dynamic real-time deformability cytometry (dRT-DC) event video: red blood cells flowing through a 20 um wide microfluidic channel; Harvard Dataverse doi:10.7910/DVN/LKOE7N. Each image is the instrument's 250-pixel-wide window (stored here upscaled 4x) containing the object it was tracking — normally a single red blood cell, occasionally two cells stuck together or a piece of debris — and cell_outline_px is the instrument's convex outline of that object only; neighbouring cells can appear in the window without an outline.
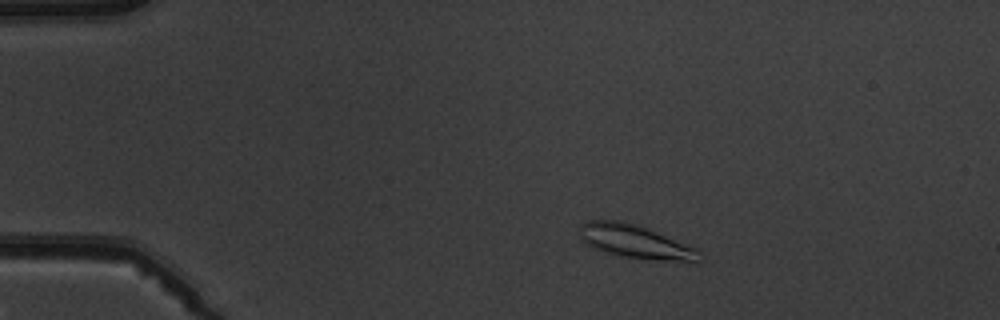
{"species": "common noctule bat (a hibernating species)", "species_latin": "Nyctalus noctula", "temperature_condition": "warm", "stored_images_in_passage": 6, "camera_frame_rate_fps": 3000, "um_per_image_px": 0.085, "animal": {"sex": "male", "body_mass_g": 19.5, "forearm_length_mm": 54.6}, "frame": {"image": 1, "passage_image": 2, "time_ms": 1.0, "image_size_px": [1000, 320], "cell_outline_px": [[700, 252], [696, 260], [652, 260], [620, 256], [592, 248], [580, 240], [580, 224], [584, 220], [620, 220], [640, 224], [700, 248]], "centroid_in_image_um": [53.96, 20.5], "position_along_channel_um": 31.0, "area_um2": 23.81}}
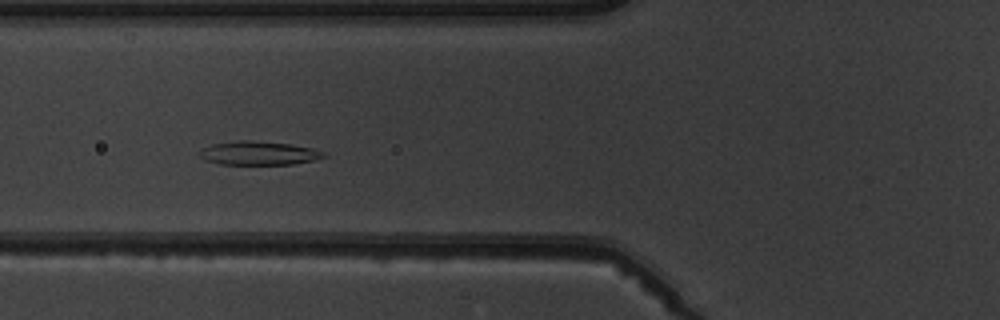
{"frame": {"image": 2, "passage_image": 5, "time_ms": 4.667, "image_size_px": [1000, 320], "cell_outline_px": [[324, 156], [312, 160], [292, 164], [220, 164], [204, 160], [200, 156], [200, 152], [204, 148], [212, 144], [236, 140], [252, 140], [288, 144], [312, 148], [324, 152]], "centroid_in_image_um": [21.94, 13.01], "position_along_channel_um": 103.9, "area_um2": 16.88}}
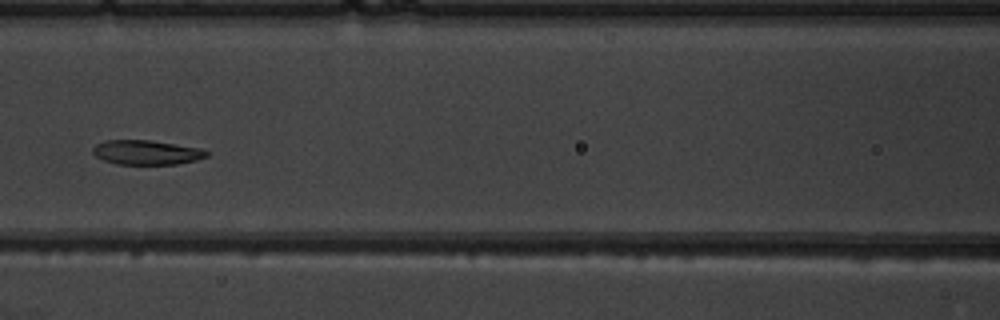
{"frame": {"image": 3, "passage_image": 6, "time_ms": 6.0, "image_size_px": [1000, 320], "cell_outline_px": [[208, 156], [196, 160], [176, 164], [116, 164], [104, 160], [96, 156], [92, 152], [92, 148], [96, 144], [104, 140], [148, 140], [200, 148], [208, 152]], "centroid_in_image_um": [12.42, 12.95], "position_along_channel_um": 154.2, "area_um2": 16.13}}